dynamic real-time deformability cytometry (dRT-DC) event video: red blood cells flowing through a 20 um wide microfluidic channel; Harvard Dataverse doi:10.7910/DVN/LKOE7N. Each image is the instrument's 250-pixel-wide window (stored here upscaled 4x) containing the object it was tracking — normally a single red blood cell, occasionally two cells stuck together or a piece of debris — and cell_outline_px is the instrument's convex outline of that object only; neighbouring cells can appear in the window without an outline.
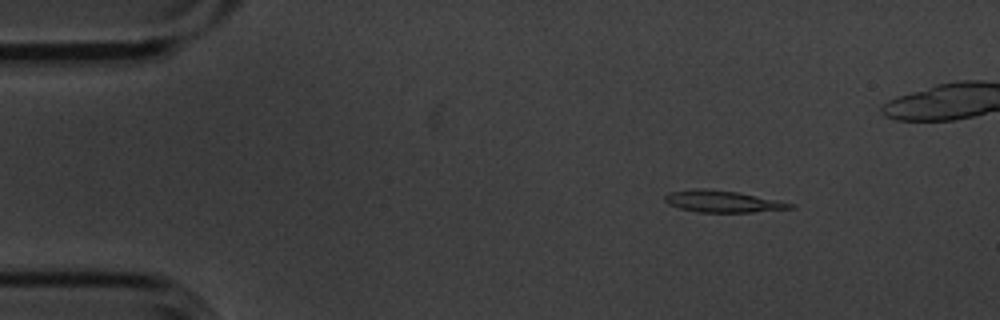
{"species": "common noctule bat (a hibernating species)", "species_latin": "Nyctalus noctula", "temperature_condition": "cold", "stored_images_in_passage": 4, "camera_frame_rate_fps": 3000, "um_per_image_px": 0.085, "animal": {"sex": "male", "body_mass_g": 20.1, "forearm_length_mm": 53.5}, "frame": {"image": 1, "passage_image": 1, "time_ms": 0.0, "image_size_px": [1000, 320], "cell_outline_px": [[796, 208], [752, 212], [700, 212], [680, 208], [668, 204], [664, 200], [664, 196], [668, 192], [696, 188], [708, 188], [736, 192], [796, 204]], "centroid_in_image_um": [61.4, 17.11], "position_along_channel_um": 23.6, "area_um2": 15.84}}